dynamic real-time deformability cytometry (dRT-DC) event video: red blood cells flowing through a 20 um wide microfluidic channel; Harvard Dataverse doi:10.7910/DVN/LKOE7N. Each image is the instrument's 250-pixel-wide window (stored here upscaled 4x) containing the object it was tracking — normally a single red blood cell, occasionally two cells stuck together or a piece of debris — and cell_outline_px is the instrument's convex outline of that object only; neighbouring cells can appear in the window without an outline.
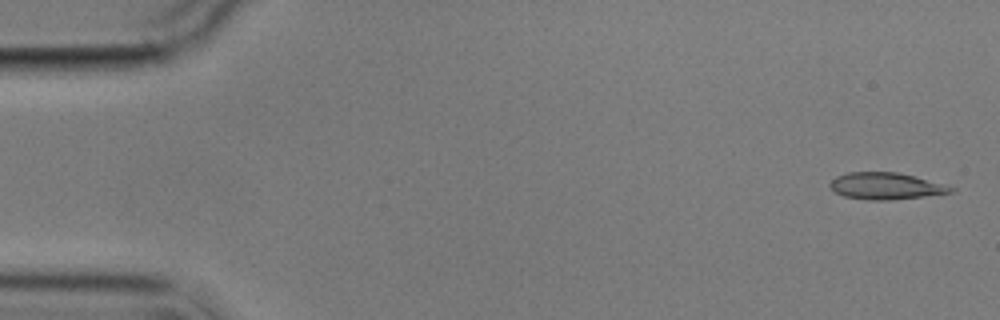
{"species": "common noctule bat (a hibernating species)", "species_latin": "Nyctalus noctula", "temperature_condition": "cold", "stored_images_in_passage": 4, "camera_frame_rate_fps": 3000, "um_per_image_px": 0.085, "animal": {"sex": "male", "body_mass_g": 17.9}, "frame": {"image": 1, "passage_image": 1, "time_ms": 0.0, "image_size_px": [1000, 320], "cell_outline_px": [[956, 192], [892, 200], [868, 200], [844, 196], [832, 192], [828, 184], [836, 176], [848, 172], [896, 172], [912, 176], [956, 188]], "centroid_in_image_um": [75.24, 15.82], "position_along_channel_um": 9.8, "area_um2": 18.79}}